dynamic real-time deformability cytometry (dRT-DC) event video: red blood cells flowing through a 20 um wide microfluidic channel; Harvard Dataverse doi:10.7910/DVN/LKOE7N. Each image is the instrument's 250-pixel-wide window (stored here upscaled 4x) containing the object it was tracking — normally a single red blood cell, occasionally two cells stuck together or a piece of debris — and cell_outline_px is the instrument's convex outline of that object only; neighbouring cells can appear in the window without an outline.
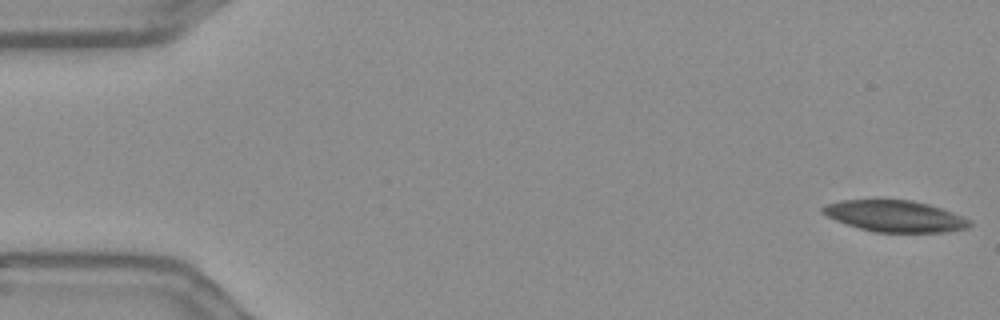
{"species": "Egyptian fruit bat (a non-hibernating species)", "species_latin": "Rousettus aegyptiacus", "temperature_condition": "warm", "stored_images_in_passage": 56, "camera_frame_rate_fps": 3000, "um_per_image_px": 0.085, "frame": {"image": 1, "passage_image": 1, "time_ms": 0.0, "image_size_px": [1000, 320], "cell_outline_px": [[972, 224], [968, 228], [944, 232], [872, 232], [836, 220], [820, 212], [820, 208], [824, 204], [840, 200], [912, 200], [928, 204], [952, 212], [972, 220]], "centroid_in_image_um": [76.07, 18.37], "position_along_channel_um": 8.9, "area_um2": 26.88}}
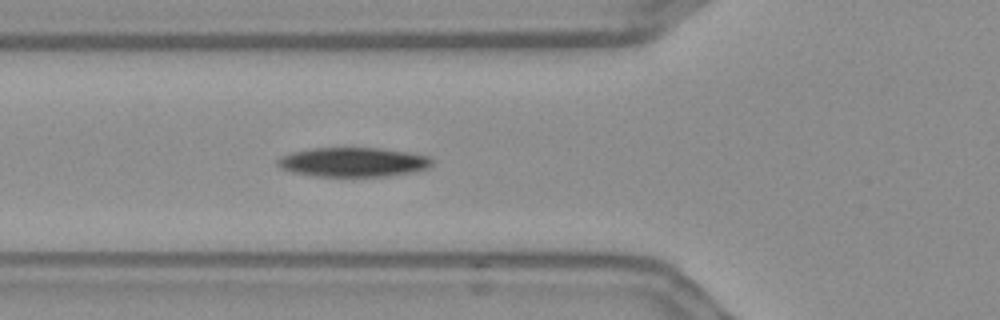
{"frame": {"image": 2, "passage_image": 20, "time_ms": 6.333, "image_size_px": [1000, 320], "cell_outline_px": [[436, 160], [428, 168], [416, 172], [388, 176], [316, 176], [292, 172], [280, 168], [276, 164], [276, 160], [280, 156], [292, 152], [308, 148], [380, 148], [408, 152], [428, 156]], "centroid_in_image_um": [30.03, 13.78], "position_along_channel_um": 95.8, "area_um2": 26.7}}
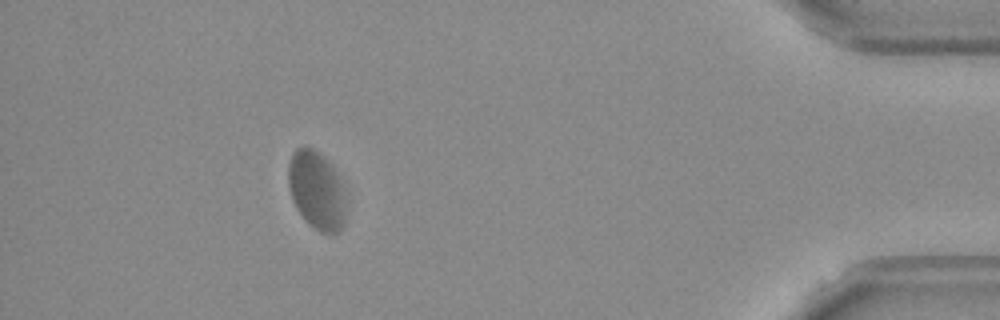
{"frame": {"image": 3, "passage_image": 51, "time_ms": 16.667, "image_size_px": [1000, 320], "cell_outline_px": [[344, 224], [332, 236], [320, 232], [308, 224], [296, 208], [292, 200], [288, 188], [288, 164], [292, 152], [296, 148], [312, 148], [320, 152], [332, 164], [336, 172], [344, 192]], "centroid_in_image_um": [26.88, 16.18], "position_along_channel_um": 408.3, "area_um2": 26.47}, "authors_computed_cell_mechanics": {"area_um2": 27.3105, "velocity_mm_per_s": 3.5568, "shape_relaxation_time_tau1_ms": 2.7889, "shape_relaxation_time_tau2_ms": null, "deformation_change_tau1": 0.0738, "deformation_change_tau2": null}}